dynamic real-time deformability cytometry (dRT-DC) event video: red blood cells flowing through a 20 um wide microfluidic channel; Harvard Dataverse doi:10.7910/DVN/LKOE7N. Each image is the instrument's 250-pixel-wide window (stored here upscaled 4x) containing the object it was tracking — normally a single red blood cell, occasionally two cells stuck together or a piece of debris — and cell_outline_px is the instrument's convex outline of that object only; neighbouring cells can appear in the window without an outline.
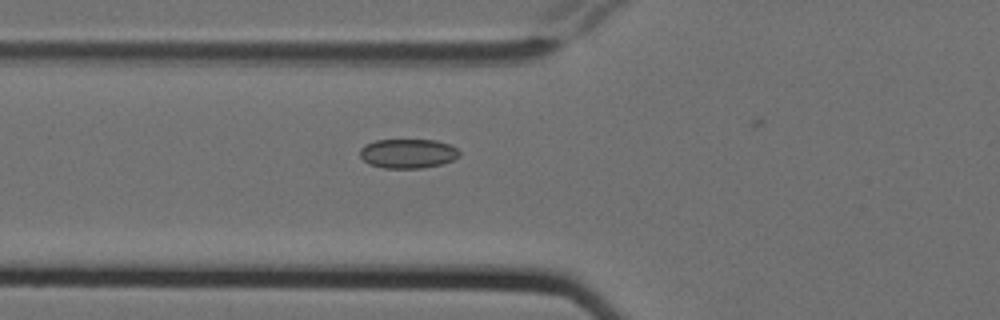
{"species": "Egyptian fruit bat (a non-hibernating species)", "species_latin": "Rousettus aegyptiacus", "temperature_condition": "cold", "stored_images_in_passage": 7, "camera_frame_rate_fps": 3000, "um_per_image_px": 0.085, "animal": {"sex": "female"}, "frame": {"image": 1, "passage_image": 7, "time_ms": 2.0, "image_size_px": [1000, 320], "cell_outline_px": [[460, 156], [452, 160], [440, 164], [424, 168], [384, 168], [368, 164], [360, 156], [360, 148], [364, 144], [376, 140], [436, 140], [448, 144], [456, 148], [460, 152]], "centroid_in_image_um": [34.65, 13.05], "position_along_channel_um": 91.2, "area_um2": 17.05}}